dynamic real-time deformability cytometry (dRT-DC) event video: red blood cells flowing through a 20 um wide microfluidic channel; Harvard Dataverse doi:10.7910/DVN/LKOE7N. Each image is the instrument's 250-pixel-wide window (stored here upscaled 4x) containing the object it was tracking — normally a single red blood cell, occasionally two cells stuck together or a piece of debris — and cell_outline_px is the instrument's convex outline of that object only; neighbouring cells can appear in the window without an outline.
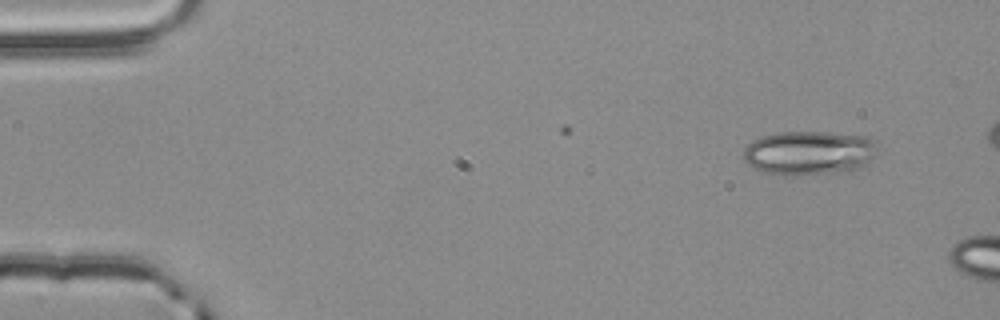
{"species": "common noctule bat (a hibernating species)", "species_latin": "Nyctalus noctula", "temperature_condition": "room temperature", "stored_images_in_passage": 3, "camera_frame_rate_fps": 3000, "um_per_image_px": 0.085, "animal": {"sex": "male", "body_mass_g": 20.4}, "frame": {"image": 1, "passage_image": 1, "time_ms": 0.0, "image_size_px": [1000, 320], "cell_outline_px": [[876, 144], [872, 160], [864, 168], [840, 172], [800, 176], [780, 176], [760, 172], [748, 164], [744, 160], [744, 148], [752, 140], [760, 136], [780, 132], [828, 132], [872, 136], [876, 140]], "centroid_in_image_um": [68.78, 13.01], "position_along_channel_um": 16.2, "area_um2": 35.43}}